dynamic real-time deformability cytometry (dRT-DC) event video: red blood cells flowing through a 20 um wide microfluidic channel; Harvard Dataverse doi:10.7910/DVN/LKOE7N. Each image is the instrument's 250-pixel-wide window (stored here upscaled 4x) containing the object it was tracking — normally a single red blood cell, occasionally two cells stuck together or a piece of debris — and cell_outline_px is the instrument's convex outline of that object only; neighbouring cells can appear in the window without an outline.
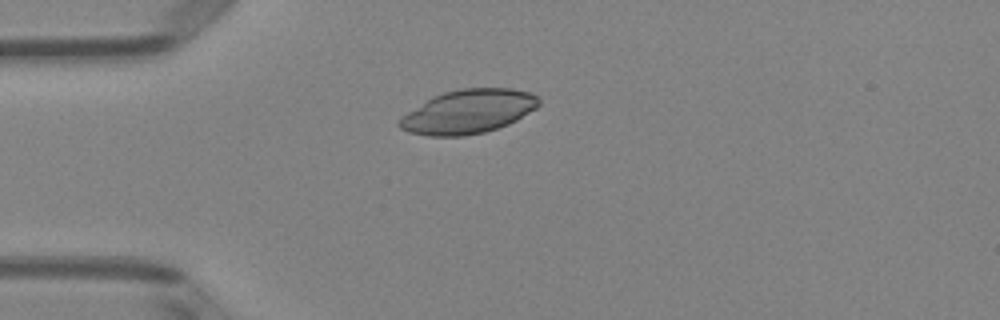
{"species": "Egyptian fruit bat (a non-hibernating species)", "species_latin": "Rousettus aegyptiacus", "temperature_condition": "room temperature", "stored_images_in_passage": 39, "camera_frame_rate_fps": 3000, "um_per_image_px": 0.085, "animal": {"sex": "female"}, "frame": {"image": 1, "passage_image": 1, "time_ms": 0.0, "image_size_px": [1000, 320], "cell_outline_px": [[540, 104], [536, 108], [516, 120], [508, 124], [484, 132], [464, 136], [428, 136], [408, 132], [400, 128], [396, 124], [400, 116], [432, 96], [444, 92], [460, 88], [512, 88], [532, 92], [540, 100]], "centroid_in_image_um": [39.77, 9.48], "position_along_channel_um": 45.2, "area_um2": 35.89}}
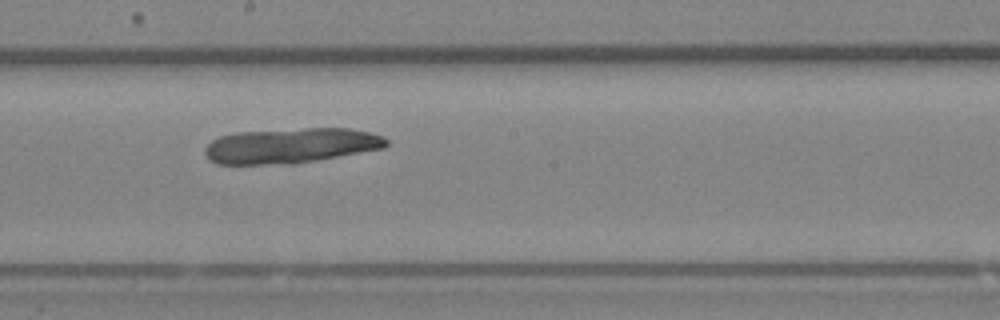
{"frame": {"image": 2, "passage_image": 16, "time_ms": 5.0, "image_size_px": [1000, 320], "cell_outline_px": [[388, 144], [384, 148], [296, 164], [216, 164], [208, 160], [204, 152], [204, 148], [212, 140], [220, 136], [236, 132], [308, 128], [348, 128], [372, 132], [384, 136], [388, 140]], "centroid_in_image_um": [24.72, 12.38], "position_along_channel_um": 223.5, "area_um2": 37.51}}
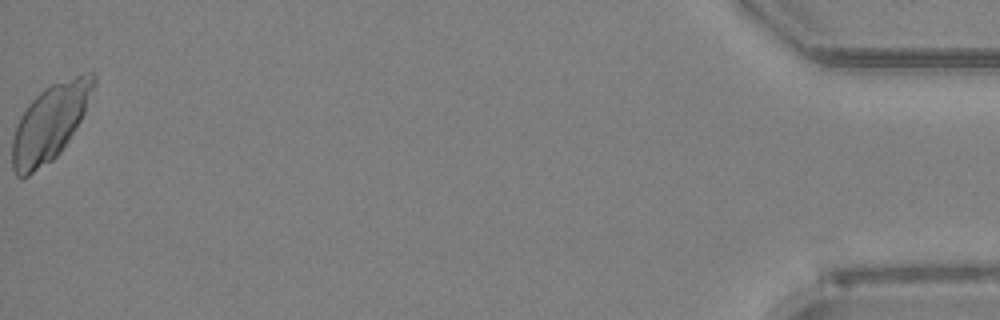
{"frame": {"image": 3, "passage_image": 39, "time_ms": 12.667, "image_size_px": [1000, 320], "cell_outline_px": [[96, 84], [84, 112], [80, 120], [68, 140], [60, 152], [52, 160], [28, 176], [16, 176], [12, 168], [12, 140], [16, 124], [20, 116], [28, 104], [44, 88], [52, 84], [80, 72], [96, 72]], "centroid_in_image_um": [4.25, 10.38], "position_along_channel_um": 430.9, "area_um2": 36.13}}